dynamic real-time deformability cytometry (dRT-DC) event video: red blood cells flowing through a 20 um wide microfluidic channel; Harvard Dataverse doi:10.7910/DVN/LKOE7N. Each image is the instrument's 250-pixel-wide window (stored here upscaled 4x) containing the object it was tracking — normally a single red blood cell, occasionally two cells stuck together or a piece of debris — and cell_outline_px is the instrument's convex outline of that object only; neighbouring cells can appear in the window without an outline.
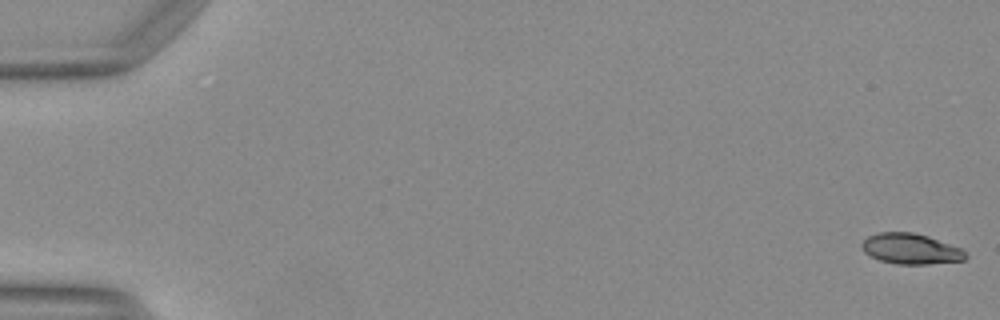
{"species": "Egyptian fruit bat (a non-hibernating species)", "species_latin": "Rousettus aegyptiacus", "temperature_condition": "warm", "stored_images_in_passage": 4, "camera_frame_rate_fps": 3000, "um_per_image_px": 0.085, "animal": {"sex": "female"}, "frame": {"image": 1, "passage_image": 1, "time_ms": 0.0, "image_size_px": [1000, 320], "cell_outline_px": [[968, 256], [964, 260], [928, 264], [896, 264], [880, 260], [864, 252], [860, 244], [868, 236], [880, 232], [912, 232], [928, 236], [964, 248]], "centroid_in_image_um": [77.45, 21.14], "position_along_channel_um": 7.5, "area_um2": 18.61}}